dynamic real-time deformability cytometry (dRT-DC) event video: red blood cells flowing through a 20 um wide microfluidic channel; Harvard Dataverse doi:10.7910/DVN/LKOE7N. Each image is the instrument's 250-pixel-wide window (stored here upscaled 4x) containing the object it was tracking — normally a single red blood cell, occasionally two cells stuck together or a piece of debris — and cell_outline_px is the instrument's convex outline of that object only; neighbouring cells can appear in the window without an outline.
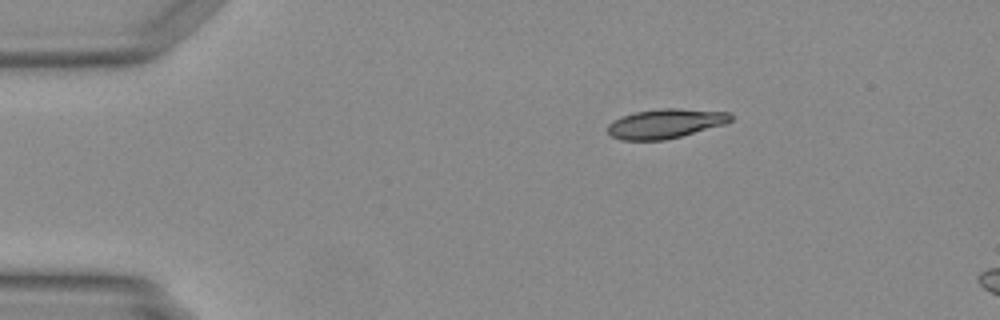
{"species": "Egyptian fruit bat (a non-hibernating species)", "species_latin": "Rousettus aegyptiacus", "temperature_condition": "warm", "stored_images_in_passage": 41, "camera_frame_rate_fps": 3000, "um_per_image_px": 0.085, "animal": {"sex": "female"}, "frame": {"image": 1, "passage_image": 1, "time_ms": 0.0, "image_size_px": [1000, 320], "cell_outline_px": [[732, 120], [724, 124], [680, 136], [664, 140], [620, 140], [612, 136], [608, 132], [608, 124], [612, 120], [620, 116], [636, 112], [664, 108], [672, 108], [728, 112], [732, 116]], "centroid_in_image_um": [56.51, 10.5], "position_along_channel_um": 28.5, "area_um2": 20.87}}
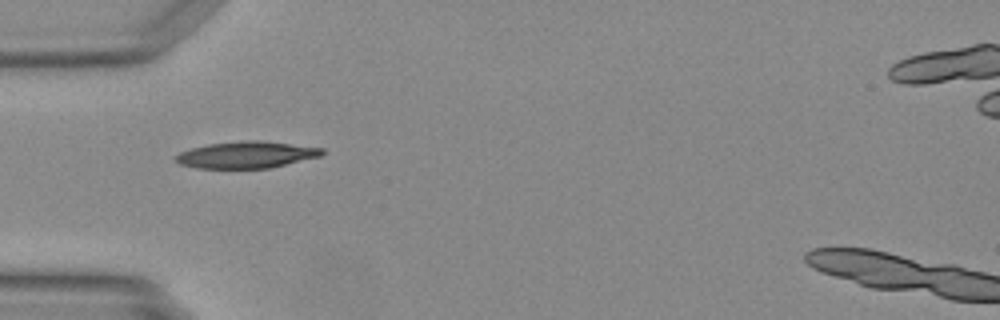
{"frame": {"image": 2, "passage_image": 8, "time_ms": 2.333, "image_size_px": [1000, 320], "cell_outline_px": [[324, 152], [320, 156], [268, 168], [196, 168], [180, 164], [176, 160], [176, 156], [180, 152], [192, 148], [208, 144], [248, 140], [260, 140], [324, 148]], "centroid_in_image_um": [20.94, 13.15], "position_along_channel_um": 64.1, "area_um2": 22.48}}
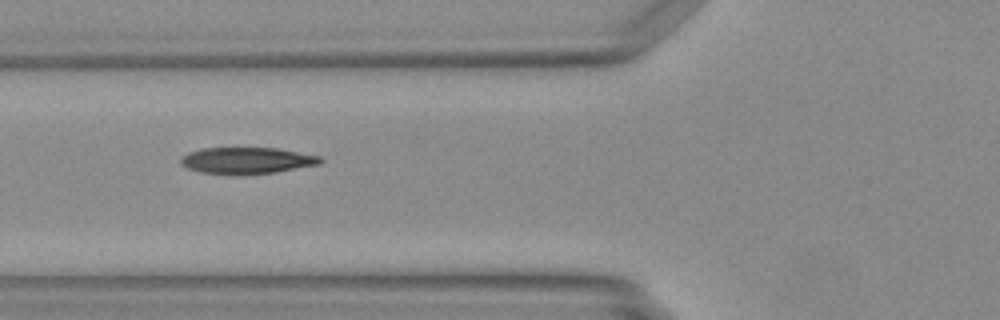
{"frame": {"image": 3, "passage_image": 11, "time_ms": 3.333, "image_size_px": [1000, 320], "cell_outline_px": [[324, 160], [320, 164], [272, 172], [200, 172], [188, 168], [180, 164], [180, 160], [188, 152], [204, 148], [276, 148], [320, 156]], "centroid_in_image_um": [21.0, 13.6], "position_along_channel_um": 104.8, "area_um2": 20.52}}